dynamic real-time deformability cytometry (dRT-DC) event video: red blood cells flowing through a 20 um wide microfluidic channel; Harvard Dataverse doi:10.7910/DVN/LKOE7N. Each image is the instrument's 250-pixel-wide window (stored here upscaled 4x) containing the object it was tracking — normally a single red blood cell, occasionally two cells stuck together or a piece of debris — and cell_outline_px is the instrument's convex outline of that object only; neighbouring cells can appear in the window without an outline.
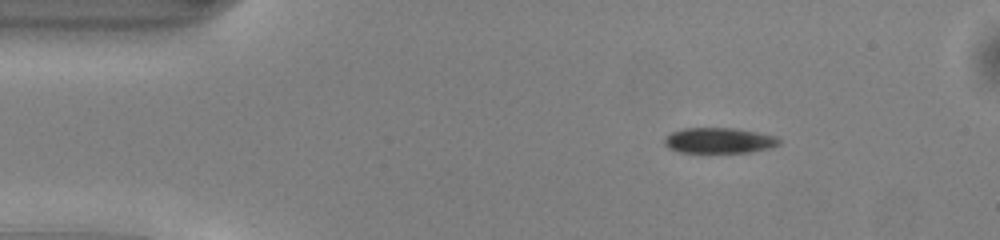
{"species": "common noctule bat (a hibernating species)", "species_latin": "Nyctalus noctula", "temperature_condition": "warm", "stored_images_in_passage": 43, "camera_frame_rate_fps": 3000, "um_per_image_px": 0.085, "animal": {"sex": "male", "body_mass_g": 13.0, "forearm_length_mm": 53.1}, "frame": {"image": 1, "passage_image": 1, "time_ms": 0.0, "image_size_px": [1000, 240], "cell_outline_px": [[780, 144], [772, 148], [748, 152], [680, 152], [668, 148], [664, 144], [664, 136], [672, 132], [684, 128], [736, 128], [776, 136], [780, 140]], "centroid_in_image_um": [61.11, 11.94], "position_along_channel_um": 23.9, "area_um2": 17.11}}
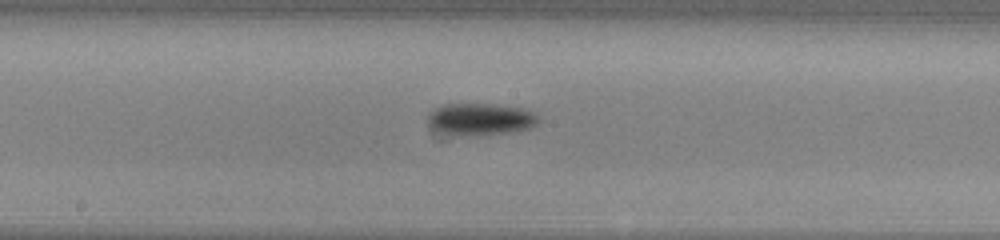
{"frame": {"image": 2, "passage_image": 19, "time_ms": 6.0, "image_size_px": [1000, 240], "cell_outline_px": [[540, 120], [532, 128], [516, 132], [472, 136], [452, 136], [432, 132], [428, 128], [428, 116], [436, 108], [444, 104], [488, 104], [524, 108], [532, 112]], "centroid_in_image_um": [40.78, 10.18], "position_along_channel_um": 207.4, "area_um2": 21.27}}
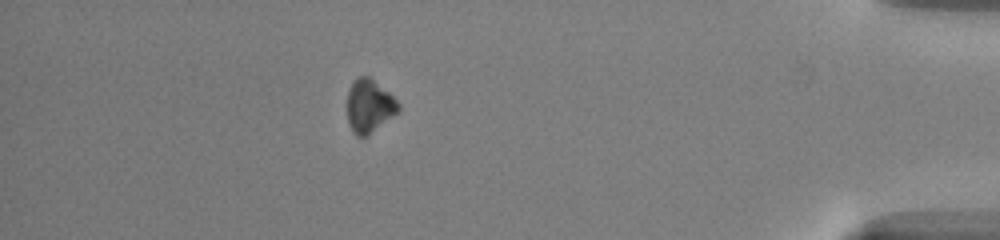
{"frame": {"image": 3, "passage_image": 37, "time_ms": 12.0, "image_size_px": [1000, 240], "cell_outline_px": [[400, 112], [364, 136], [356, 136], [352, 132], [348, 120], [348, 92], [352, 84], [360, 76], [368, 76], [388, 92], [400, 104]], "centroid_in_image_um": [31.4, 9.02], "position_along_channel_um": 403.8, "area_um2": 15.43}, "authors_computed_cell_mechanics": {"area_um2": 18.2648, "velocity_mm_per_s": 4.1478, "shape_relaxation_time_tau1_ms": 1.9093, "shape_relaxation_time_tau2_ms": null, "deformation_change_tau1": 0.0907, "deformation_change_tau2": null}}